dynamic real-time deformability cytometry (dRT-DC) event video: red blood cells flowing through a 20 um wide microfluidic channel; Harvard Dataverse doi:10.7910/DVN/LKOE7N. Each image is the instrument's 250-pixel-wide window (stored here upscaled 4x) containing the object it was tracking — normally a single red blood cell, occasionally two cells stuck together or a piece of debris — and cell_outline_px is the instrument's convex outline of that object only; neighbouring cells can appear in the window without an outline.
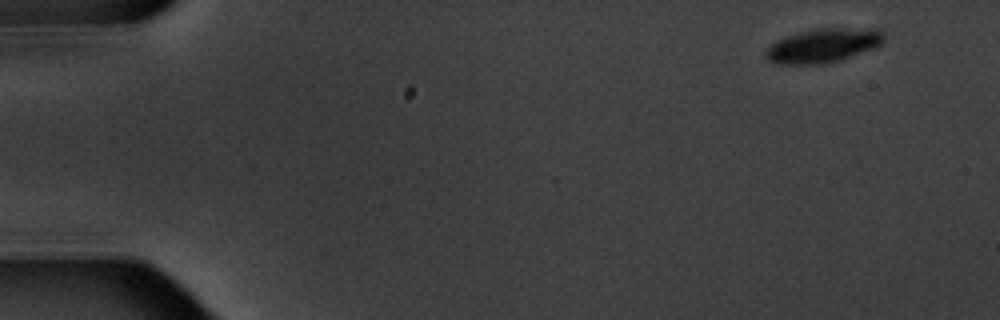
{"species": "common noctule bat (a hibernating species)", "species_latin": "Nyctalus noctula", "temperature_condition": "warm", "stored_images_in_passage": 5, "camera_frame_rate_fps": 3000, "um_per_image_px": 0.085, "animal": {"sex": "male", "body_mass_g": 20.1, "forearm_length_mm": 53.5}, "frame": {"image": 1, "passage_image": 1, "time_ms": 0.0, "image_size_px": [1000, 320], "cell_outline_px": [[884, 40], [880, 44], [872, 48], [840, 60], [820, 64], [776, 64], [768, 60], [764, 56], [764, 52], [776, 40], [800, 32], [816, 28], [880, 28], [884, 32]], "centroid_in_image_um": [69.97, 3.86], "position_along_channel_um": 15.0, "area_um2": 23.41}}
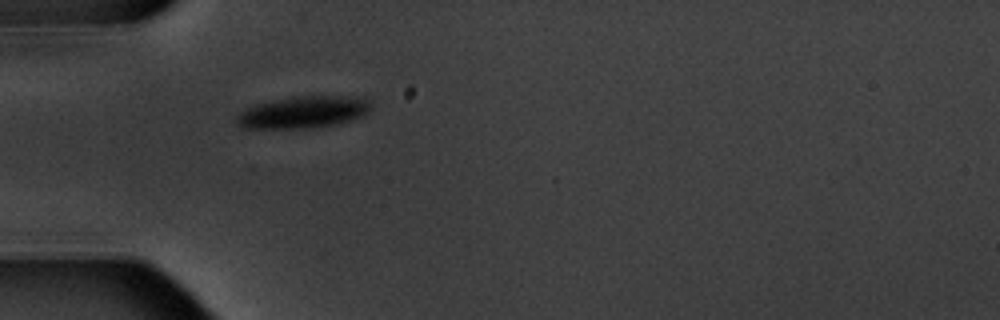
{"frame": {"image": 2, "passage_image": 5, "time_ms": 4.667, "image_size_px": [1000, 320], "cell_outline_px": [[372, 108], [364, 116], [340, 124], [308, 128], [240, 128], [236, 124], [236, 116], [240, 112], [256, 104], [272, 100], [292, 96], [368, 96], [372, 104]], "centroid_in_image_um": [25.86, 9.52], "position_along_channel_um": 59.1, "area_um2": 25.61}}